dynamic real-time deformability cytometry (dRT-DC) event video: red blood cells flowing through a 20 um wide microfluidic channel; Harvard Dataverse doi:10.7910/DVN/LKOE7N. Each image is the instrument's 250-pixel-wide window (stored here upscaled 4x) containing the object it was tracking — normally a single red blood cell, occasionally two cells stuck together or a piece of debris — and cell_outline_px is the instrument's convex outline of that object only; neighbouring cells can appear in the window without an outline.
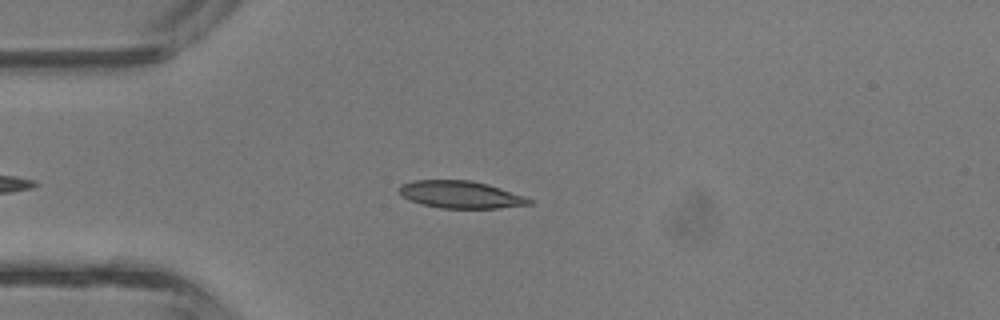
{"species": "common noctule bat (a hibernating species)", "species_latin": "Nyctalus noctula", "temperature_condition": "room temperature", "stored_images_in_passage": 32, "camera_frame_rate_fps": 3000, "um_per_image_px": 0.085, "animal": {"sex": "male", "body_mass_g": 13.3}, "frame": {"image": 1, "passage_image": 4, "time_ms": 1.0, "image_size_px": [1000, 320], "cell_outline_px": [[532, 204], [496, 208], [440, 208], [420, 204], [400, 196], [400, 184], [412, 180], [468, 180], [488, 184], [524, 196], [532, 200]], "centroid_in_image_um": [39.11, 16.54], "position_along_channel_um": 45.9, "area_um2": 20.63}}
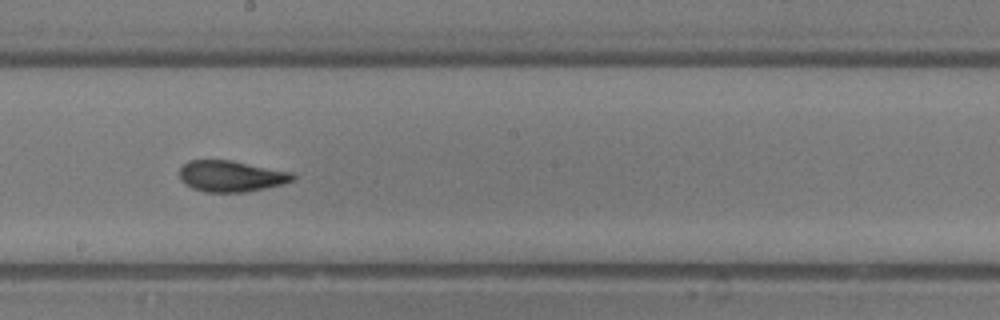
{"frame": {"image": 2, "passage_image": 16, "time_ms": 5.0, "image_size_px": [1000, 320], "cell_outline_px": [[296, 176], [292, 180], [284, 184], [244, 192], [204, 192], [192, 188], [184, 184], [180, 180], [180, 168], [188, 160], [232, 160], [292, 172]], "centroid_in_image_um": [19.63, 14.97], "position_along_channel_um": 228.6, "area_um2": 20.63}}
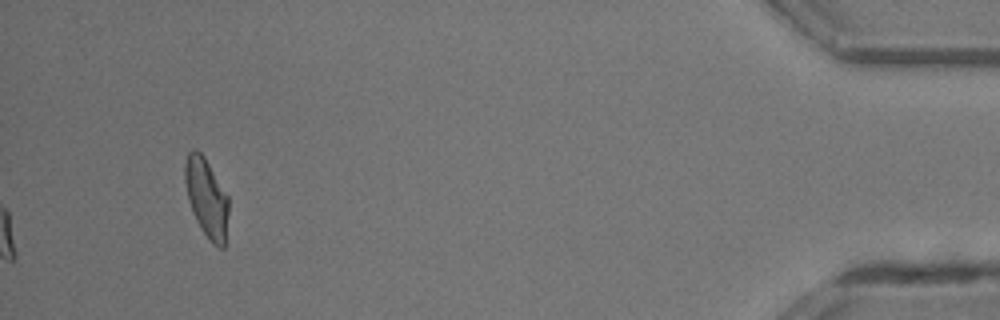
{"frame": {"image": 3, "passage_image": 32, "time_ms": 10.333, "image_size_px": [1000, 320], "cell_outline_px": [[228, 212], [224, 248], [220, 248], [212, 244], [208, 240], [196, 220], [192, 212], [188, 200], [184, 180], [184, 164], [188, 152], [192, 148], [196, 148], [204, 156], [228, 196]], "centroid_in_image_um": [17.53, 16.8], "position_along_channel_um": 417.7, "area_um2": 20.17}, "authors_computed_cell_mechanics": {"area_um2": 20.6346, "velocity_mm_per_s": 4.9893, "shape_relaxation_time_tau1_ms": 4.2563, "shape_relaxation_time_tau2_ms": 1.7138, "deformation_change_tau1": 0.1669, "deformation_change_tau2": 0.079}}